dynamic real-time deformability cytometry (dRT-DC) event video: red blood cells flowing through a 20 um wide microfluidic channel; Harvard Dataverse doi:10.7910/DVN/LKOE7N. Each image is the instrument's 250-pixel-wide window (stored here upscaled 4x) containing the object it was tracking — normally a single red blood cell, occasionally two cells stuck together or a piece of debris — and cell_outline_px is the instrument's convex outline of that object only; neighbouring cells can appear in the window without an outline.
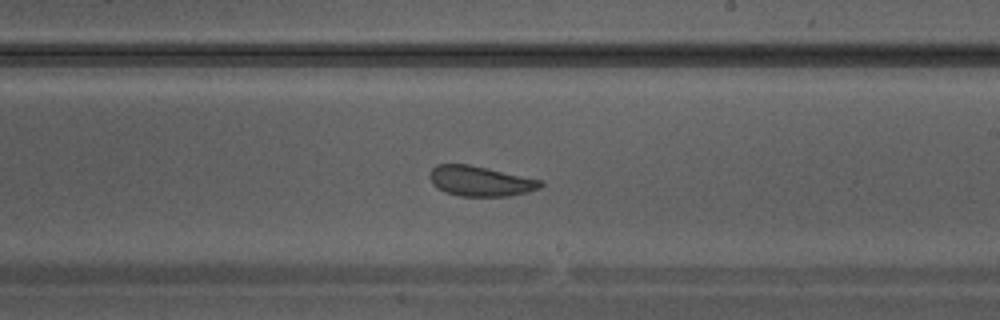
{"species": "Egyptian fruit bat (a non-hibernating species)", "species_latin": "Rousettus aegyptiacus", "temperature_condition": "warm", "stored_images_in_passage": 35, "camera_frame_rate_fps": 3000, "um_per_image_px": 0.085, "animal": {"sex": "male"}, "frame": {"image": 1, "passage_image": 20, "time_ms": 6.333, "image_size_px": [1000, 320], "cell_outline_px": [[544, 184], [540, 188], [528, 192], [508, 196], [460, 196], [444, 192], [436, 188], [432, 184], [428, 176], [432, 168], [436, 164], [468, 164], [488, 168], [544, 180]], "centroid_in_image_um": [40.83, 15.39], "position_along_channel_um": 248.2, "area_um2": 19.77}}